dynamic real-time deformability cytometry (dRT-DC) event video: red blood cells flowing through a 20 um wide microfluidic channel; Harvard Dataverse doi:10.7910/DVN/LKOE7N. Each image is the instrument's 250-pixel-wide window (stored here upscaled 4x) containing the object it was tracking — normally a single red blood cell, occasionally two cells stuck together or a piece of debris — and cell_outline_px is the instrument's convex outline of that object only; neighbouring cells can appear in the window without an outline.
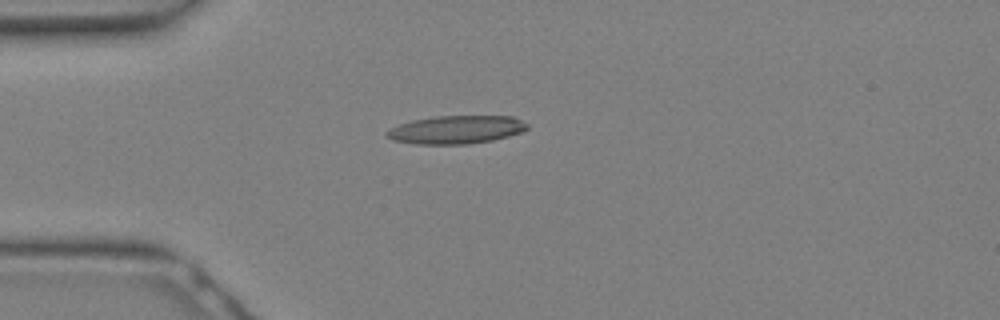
{"species": "Egyptian fruit bat (a non-hibernating species)", "species_latin": "Rousettus aegyptiacus", "temperature_condition": "warm", "stored_images_in_passage": 13, "camera_frame_rate_fps": 3000, "um_per_image_px": 0.085, "animal": {"sex": "female"}, "frame": {"image": 1, "passage_image": 8, "time_ms": 2.333, "image_size_px": [1000, 320], "cell_outline_px": [[528, 128], [524, 132], [492, 140], [468, 144], [416, 144], [392, 140], [384, 132], [400, 124], [412, 120], [436, 116], [512, 116], [528, 124]], "centroid_in_image_um": [38.8, 11.02], "position_along_channel_um": 46.2, "area_um2": 23.0}}
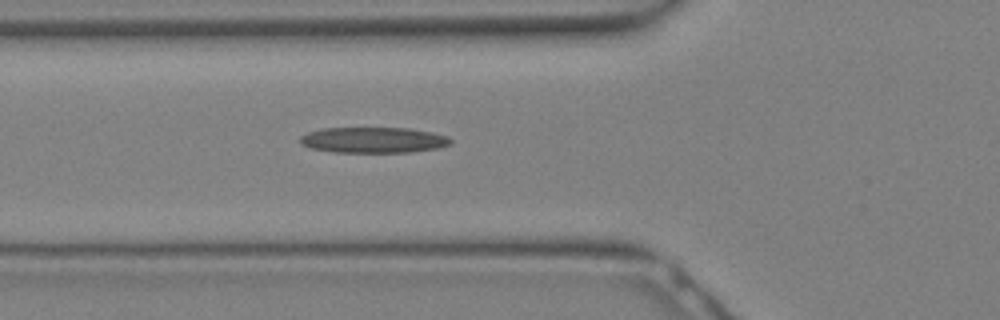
{"frame": {"image": 2, "passage_image": 11, "time_ms": 3.333, "image_size_px": [1000, 320], "cell_outline_px": [[452, 144], [440, 148], [412, 152], [332, 152], [312, 148], [300, 144], [300, 136], [308, 132], [324, 128], [408, 128], [432, 132], [448, 136], [452, 140]], "centroid_in_image_um": [31.78, 11.9], "position_along_channel_um": 94.0, "area_um2": 22.72}}
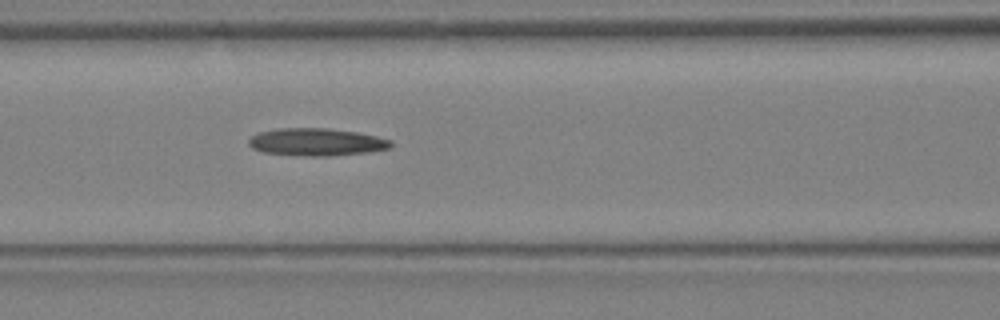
{"frame": {"image": 3, "passage_image": 13, "time_ms": 4.0, "image_size_px": [1000, 320], "cell_outline_px": [[392, 148], [368, 152], [332, 156], [304, 156], [264, 152], [252, 148], [248, 144], [248, 140], [252, 136], [260, 132], [276, 128], [328, 128], [356, 132], [376, 136], [392, 140]], "centroid_in_image_um": [26.92, 12.07], "position_along_channel_um": 139.7, "area_um2": 22.89}}